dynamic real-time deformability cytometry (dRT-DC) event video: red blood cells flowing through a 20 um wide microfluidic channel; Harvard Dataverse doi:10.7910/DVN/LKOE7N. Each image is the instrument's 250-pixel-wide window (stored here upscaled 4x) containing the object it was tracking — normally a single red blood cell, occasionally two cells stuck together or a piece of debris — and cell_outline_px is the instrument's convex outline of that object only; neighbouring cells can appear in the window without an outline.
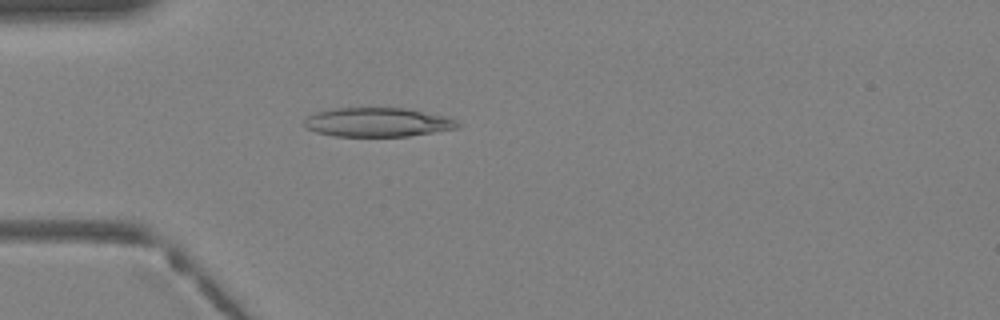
{"species": "Egyptian fruit bat (a non-hibernating species)", "species_latin": "Rousettus aegyptiacus", "temperature_condition": "warm", "stored_images_in_passage": 26, "camera_frame_rate_fps": 3000, "um_per_image_px": 0.085, "animal": {"sex": "female"}, "frame": {"image": 1, "passage_image": 4, "time_ms": 1.0, "image_size_px": [1000, 320], "cell_outline_px": [[460, 124], [456, 128], [408, 136], [336, 136], [316, 132], [308, 128], [304, 124], [304, 120], [308, 116], [316, 112], [336, 108], [404, 108], [444, 116], [456, 120]], "centroid_in_image_um": [32.07, 10.39], "position_along_channel_um": 52.9, "area_um2": 25.61}}
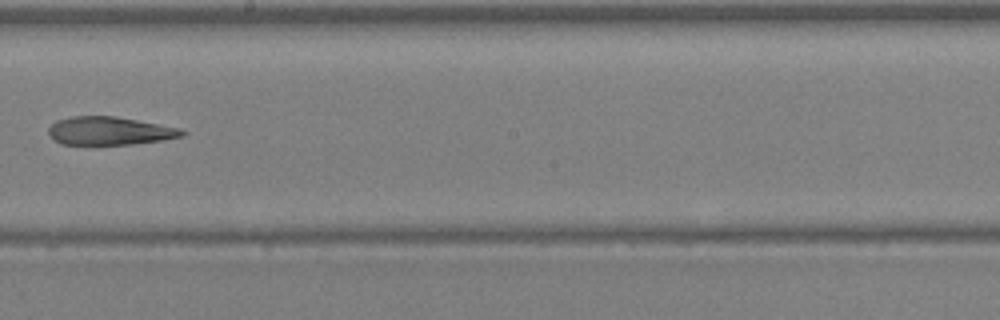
{"frame": {"image": 2, "passage_image": 15, "time_ms": 4.667, "image_size_px": [1000, 320], "cell_outline_px": [[188, 132], [184, 136], [160, 140], [132, 144], [60, 144], [48, 132], [48, 128], [56, 120], [72, 116], [116, 116], [180, 128]], "centroid_in_image_um": [9.33, 11.11], "position_along_channel_um": 238.9, "area_um2": 21.79}}
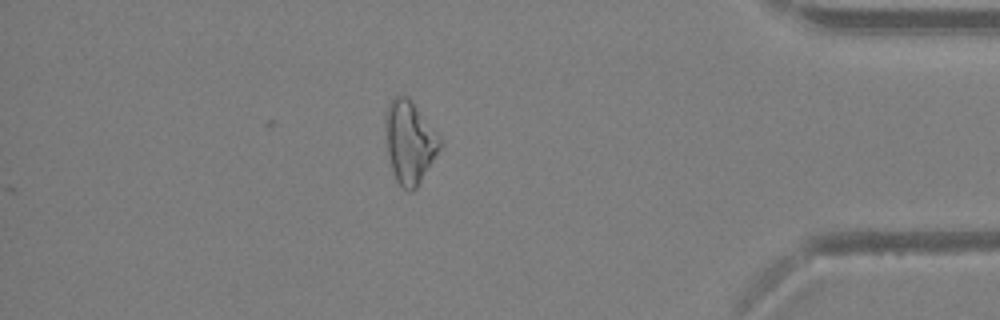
{"frame": {"image": 3, "passage_image": 26, "time_ms": 8.333, "image_size_px": [1000, 320], "cell_outline_px": [[440, 148], [416, 188], [412, 192], [408, 192], [400, 188], [396, 180], [388, 156], [384, 128], [384, 116], [388, 104], [400, 92], [408, 96], [412, 100], [440, 136]], "centroid_in_image_um": [34.78, 12.04], "position_along_channel_um": 400.4, "area_um2": 26.47}}